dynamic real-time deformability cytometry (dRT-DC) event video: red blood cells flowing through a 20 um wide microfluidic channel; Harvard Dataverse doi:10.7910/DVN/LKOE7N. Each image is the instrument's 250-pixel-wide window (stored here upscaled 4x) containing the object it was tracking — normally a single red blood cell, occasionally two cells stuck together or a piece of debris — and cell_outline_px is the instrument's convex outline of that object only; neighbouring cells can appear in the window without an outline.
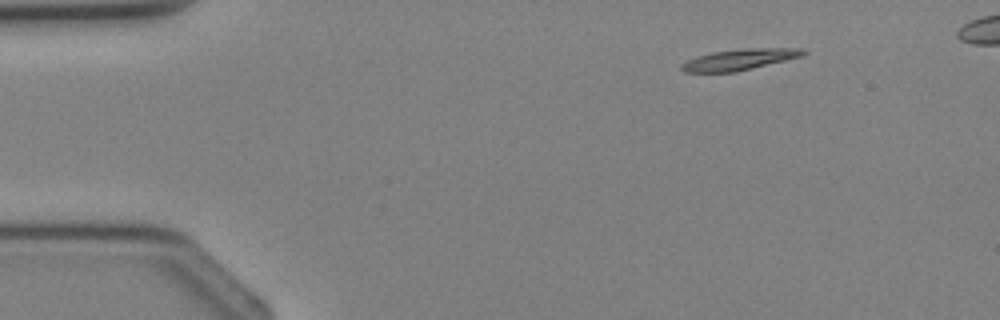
{"species": "Egyptian fruit bat (a non-hibernating species)", "species_latin": "Rousettus aegyptiacus", "temperature_condition": "cold", "stored_images_in_passage": 3, "camera_frame_rate_fps": 3000, "um_per_image_px": 0.085, "animal": {"sex": "female"}, "frame": {"image": 1, "passage_image": 1, "time_ms": 0.0, "image_size_px": [1000, 320], "cell_outline_px": [[808, 52], [804, 56], [736, 72], [684, 72], [680, 68], [680, 64], [696, 56], [712, 52], [744, 48], [804, 48]], "centroid_in_image_um": [62.89, 5.05], "position_along_channel_um": 22.1, "area_um2": 15.09}}